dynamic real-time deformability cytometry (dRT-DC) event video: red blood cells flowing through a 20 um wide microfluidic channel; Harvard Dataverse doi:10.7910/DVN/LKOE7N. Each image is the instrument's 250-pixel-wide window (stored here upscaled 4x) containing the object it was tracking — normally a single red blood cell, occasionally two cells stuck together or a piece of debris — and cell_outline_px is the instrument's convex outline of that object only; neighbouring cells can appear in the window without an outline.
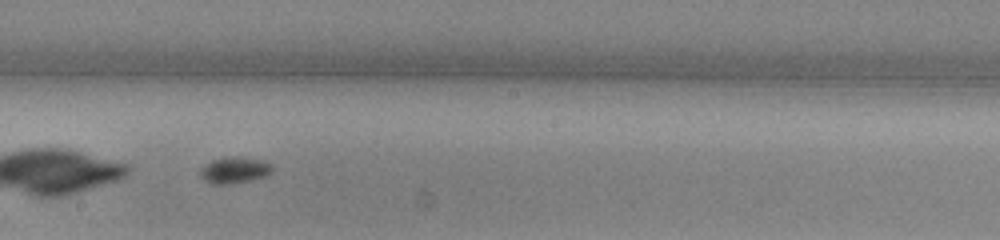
{"species": "common noctule bat (a hibernating species)", "species_latin": "Nyctalus noctula", "temperature_condition": "warm", "stored_images_in_passage": 31, "camera_frame_rate_fps": 3000, "um_per_image_px": 0.085, "animal": {"sex": "male", "body_mass_g": 13.0, "forearm_length_mm": 53.1}, "frame": {"image": 1, "passage_image": 14, "time_ms": 4.333, "image_size_px": [1000, 240], "cell_outline_px": [[272, 172], [264, 176], [232, 184], [208, 184], [200, 176], [200, 168], [212, 160], [232, 156], [236, 156], [260, 160], [272, 164]], "centroid_in_image_um": [19.89, 14.47], "position_along_channel_um": 228.3, "area_um2": 10.98}}